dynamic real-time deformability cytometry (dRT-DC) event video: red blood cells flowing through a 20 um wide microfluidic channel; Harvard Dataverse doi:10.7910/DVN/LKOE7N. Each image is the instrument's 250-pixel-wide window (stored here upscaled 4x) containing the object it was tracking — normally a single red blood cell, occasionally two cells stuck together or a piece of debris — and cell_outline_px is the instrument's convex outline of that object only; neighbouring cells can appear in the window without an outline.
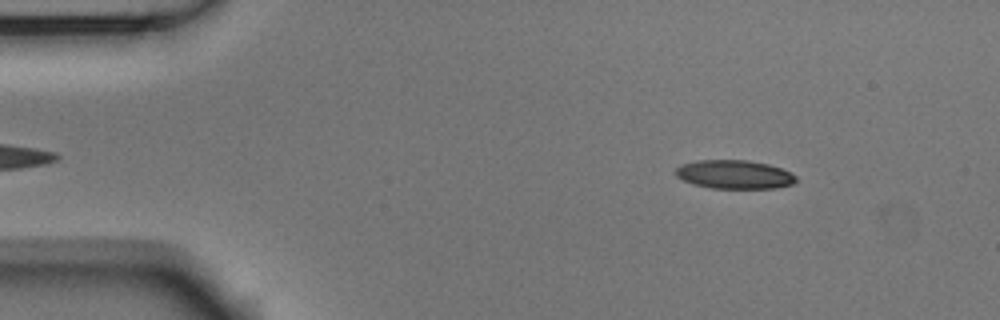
{"species": "Egyptian fruit bat (a non-hibernating species)", "species_latin": "Rousettus aegyptiacus", "temperature_condition": "room temperature", "stored_images_in_passage": 50, "camera_frame_rate_fps": 3000, "um_per_image_px": 0.085, "animal": {"sex": "male"}, "frame": {"image": 1, "passage_image": 4, "time_ms": 1.0, "image_size_px": [1000, 320], "cell_outline_px": [[796, 180], [792, 184], [776, 188], [712, 188], [696, 184], [684, 180], [676, 176], [676, 168], [680, 164], [700, 160], [748, 160], [768, 164], [780, 168], [796, 176]], "centroid_in_image_um": [62.42, 14.82], "position_along_channel_um": 22.6, "area_um2": 19.88}}
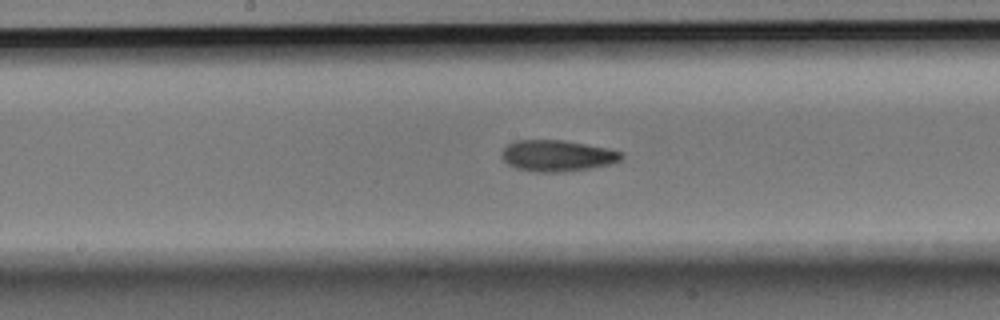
{"frame": {"image": 2, "passage_image": 24, "time_ms": 7.667, "image_size_px": [1000, 320], "cell_outline_px": [[624, 156], [620, 160], [608, 164], [588, 168], [560, 172], [536, 172], [516, 168], [508, 164], [500, 156], [504, 148], [508, 144], [516, 140], [564, 140], [608, 148], [620, 152]], "centroid_in_image_um": [47.33, 13.23], "position_along_channel_um": 200.9, "area_um2": 21.62}}
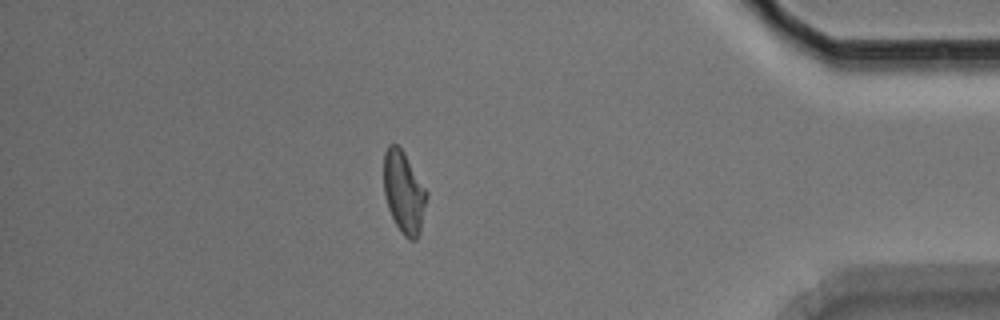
{"frame": {"image": 3, "passage_image": 43, "time_ms": 14.0, "image_size_px": [1000, 320], "cell_outline_px": [[428, 196], [420, 232], [416, 240], [408, 240], [400, 232], [388, 208], [384, 192], [384, 152], [388, 144], [396, 144], [404, 152], [428, 192]], "centroid_in_image_um": [34.34, 16.35], "position_along_channel_um": 400.9, "area_um2": 20.58}, "authors_computed_cell_mechanics": {"area_um2": 20.8369, "velocity_mm_per_s": 3.7748, "shape_relaxation_time_tau1_ms": 9.8614, "shape_relaxation_time_tau2_ms": 3.4989, "deformation_change_tau1": 0.2422, "deformation_change_tau2": 0.1133}}